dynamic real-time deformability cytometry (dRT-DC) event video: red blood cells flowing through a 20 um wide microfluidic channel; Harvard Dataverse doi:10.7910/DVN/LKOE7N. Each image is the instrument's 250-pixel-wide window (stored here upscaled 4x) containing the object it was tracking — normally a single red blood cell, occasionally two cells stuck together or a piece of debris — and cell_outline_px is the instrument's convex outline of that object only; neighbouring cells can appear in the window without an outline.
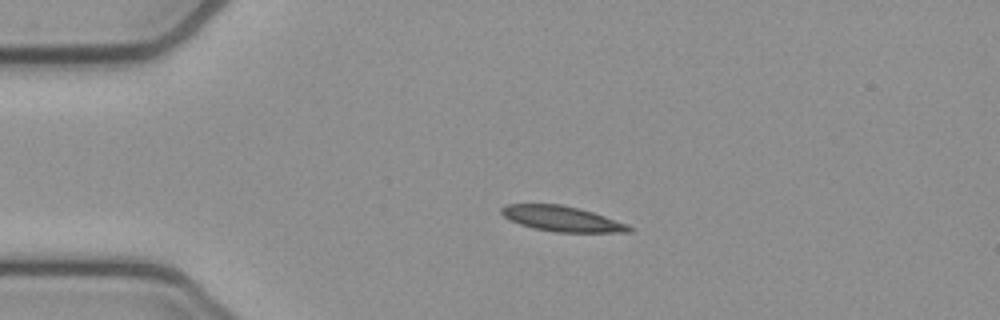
{"species": "common noctule bat (a hibernating species)", "species_latin": "Nyctalus noctula", "temperature_condition": "cold", "stored_images_in_passage": 43, "camera_frame_rate_fps": 3000, "um_per_image_px": 0.085, "animal": {"sex": "female", "body_mass_g": 21.9}, "frame": {"image": 1, "passage_image": 1, "time_ms": 0.0, "image_size_px": [1000, 320], "cell_outline_px": [[636, 228], [632, 232], [552, 232], [532, 228], [508, 220], [500, 212], [500, 208], [504, 204], [560, 204], [580, 208], [628, 224]], "centroid_in_image_um": [47.76, 18.59], "position_along_channel_um": 37.2, "area_um2": 19.07}}
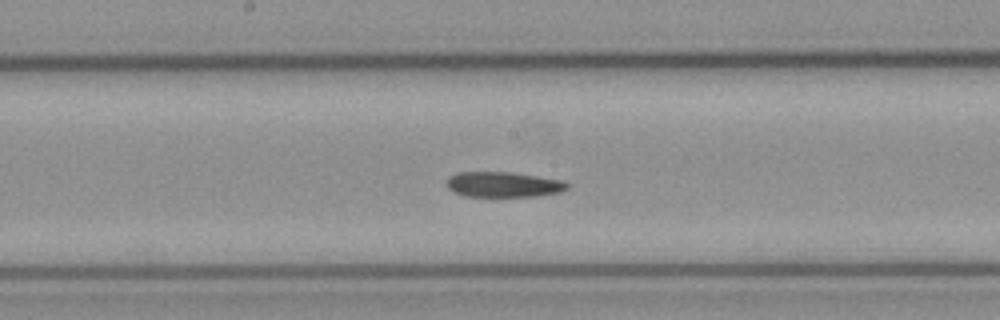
{"frame": {"image": 2, "passage_image": 17, "time_ms": 5.333, "image_size_px": [1000, 320], "cell_outline_px": [[568, 188], [560, 192], [536, 196], [464, 196], [448, 188], [444, 184], [448, 176], [456, 172], [512, 172], [564, 180], [568, 184]], "centroid_in_image_um": [42.76, 15.67], "position_along_channel_um": 205.4, "area_um2": 17.92}}
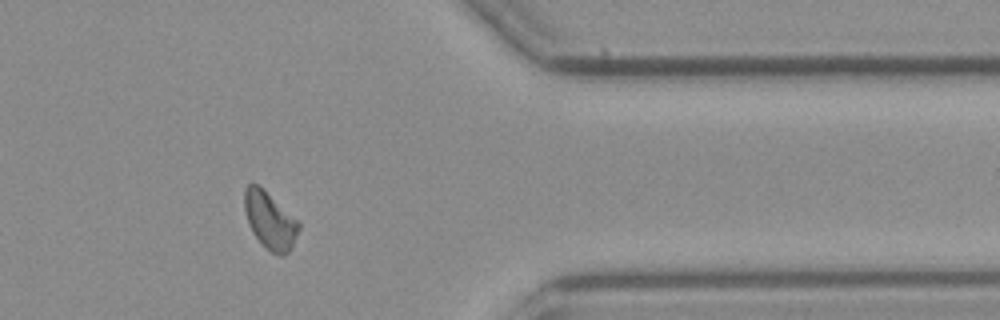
{"frame": {"image": 3, "passage_image": 33, "time_ms": 10.667, "image_size_px": [1000, 320], "cell_outline_px": [[300, 228], [292, 248], [284, 256], [280, 256], [272, 252], [252, 232], [248, 224], [244, 208], [244, 188], [248, 184], [256, 184], [264, 188], [300, 220]], "centroid_in_image_um": [22.98, 18.7], "position_along_channel_um": 388.4, "area_um2": 18.38}, "authors_computed_cell_mechanics": {"area_um2": 18.3804, "velocity_mm_per_s": 3.7905, "shape_relaxation_time_tau1_ms": null, "shape_relaxation_time_tau2_ms": 11.2055, "deformation_change_tau1": null, "deformation_change_tau2": 0.1476}}